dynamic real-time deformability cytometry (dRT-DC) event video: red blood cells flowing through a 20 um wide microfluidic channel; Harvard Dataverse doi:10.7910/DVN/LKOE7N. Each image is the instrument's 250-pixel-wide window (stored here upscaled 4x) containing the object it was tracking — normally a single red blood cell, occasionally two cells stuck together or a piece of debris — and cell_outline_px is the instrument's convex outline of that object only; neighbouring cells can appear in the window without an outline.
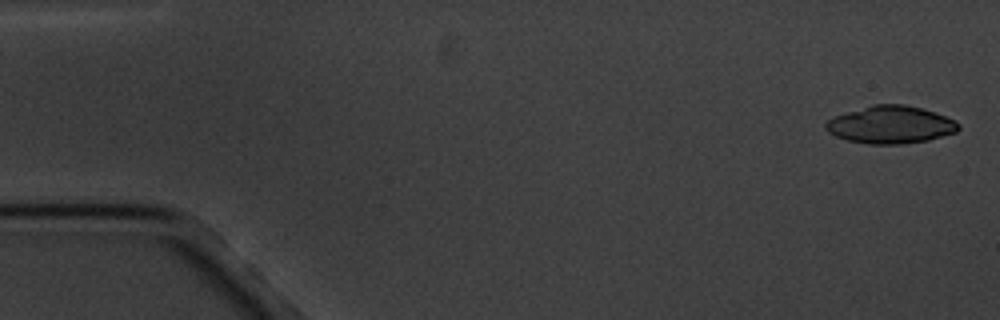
{"species": "common noctule bat (a hibernating species)", "species_latin": "Nyctalus noctula", "temperature_condition": "cold", "stored_images_in_passage": 4, "camera_frame_rate_fps": 3000, "um_per_image_px": 0.085, "animal": {"sex": "male", "body_mass_g": 20.1, "forearm_length_mm": 53.5}, "frame": {"image": 1, "passage_image": 1, "time_ms": 0.0, "image_size_px": [1000, 320], "cell_outline_px": [[960, 128], [956, 132], [928, 140], [900, 144], [868, 144], [848, 140], [836, 136], [828, 132], [824, 128], [824, 124], [828, 120], [836, 116], [872, 104], [904, 104], [936, 112], [956, 120], [960, 124]], "centroid_in_image_um": [75.72, 10.6], "position_along_channel_um": 9.3, "area_um2": 29.02}}